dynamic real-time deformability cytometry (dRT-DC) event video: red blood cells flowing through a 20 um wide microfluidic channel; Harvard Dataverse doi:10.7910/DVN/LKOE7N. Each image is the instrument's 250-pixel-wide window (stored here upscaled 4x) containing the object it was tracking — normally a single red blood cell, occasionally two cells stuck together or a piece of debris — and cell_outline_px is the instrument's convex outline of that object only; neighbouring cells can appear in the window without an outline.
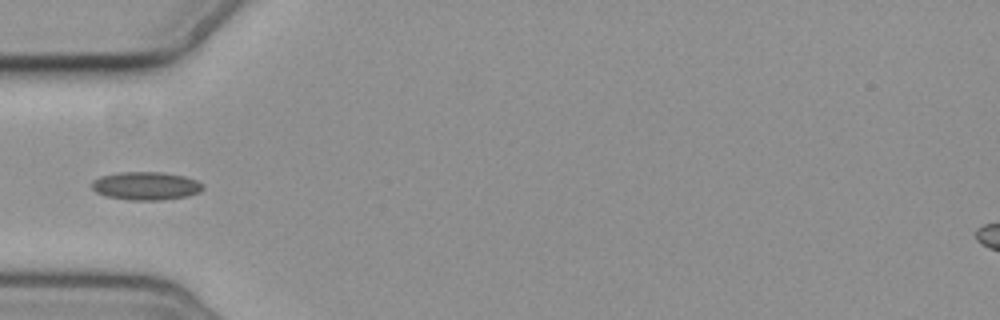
{"species": "common noctule bat (a hibernating species)", "species_latin": "Nyctalus noctula", "temperature_condition": "cold", "stored_images_in_passage": 6, "camera_frame_rate_fps": 3000, "um_per_image_px": 0.085, "animal": {"sex": "female", "body_mass_g": 19.3, "forearm_length_mm": 54.1}, "frame": {"image": 1, "passage_image": 6, "time_ms": 5.667, "image_size_px": [1000, 320], "cell_outline_px": [[204, 188], [200, 192], [188, 196], [164, 200], [128, 200], [104, 196], [96, 192], [92, 188], [92, 180], [100, 176], [120, 172], [164, 172], [184, 176], [196, 180], [204, 184]], "centroid_in_image_um": [12.41, 15.8], "position_along_channel_um": 72.6, "area_um2": 18.5}}